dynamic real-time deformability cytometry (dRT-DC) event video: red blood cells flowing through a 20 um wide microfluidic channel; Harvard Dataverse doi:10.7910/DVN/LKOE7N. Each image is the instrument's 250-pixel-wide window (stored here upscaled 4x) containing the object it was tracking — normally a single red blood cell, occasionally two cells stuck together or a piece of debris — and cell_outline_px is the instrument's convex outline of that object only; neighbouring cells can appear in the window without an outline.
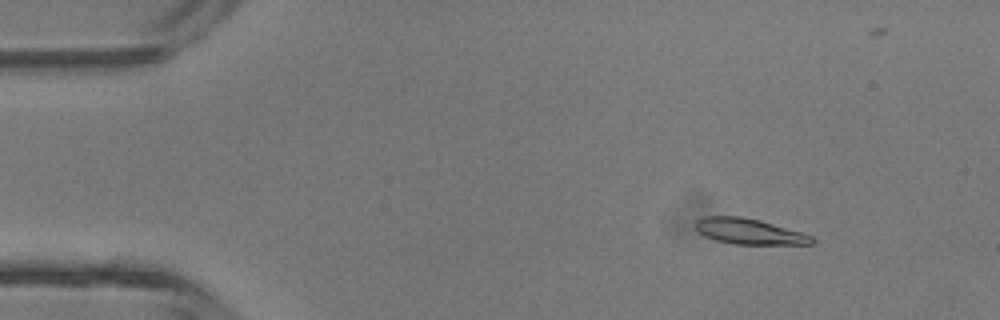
{"species": "common noctule bat (a hibernating species)", "species_latin": "Nyctalus noctula", "temperature_condition": "room temperature", "stored_images_in_passage": 16, "camera_frame_rate_fps": 3000, "um_per_image_px": 0.085, "animal": {"sex": "male", "body_mass_g": 13.3}, "frame": {"image": 1, "passage_image": 6, "time_ms": 1.667, "image_size_px": [1000, 320], "cell_outline_px": [[816, 240], [812, 244], [736, 244], [716, 240], [704, 236], [692, 224], [696, 220], [704, 216], [740, 216], [760, 220], [800, 232], [812, 236]], "centroid_in_image_um": [63.64, 19.66], "position_along_channel_um": 21.4, "area_um2": 17.34}}
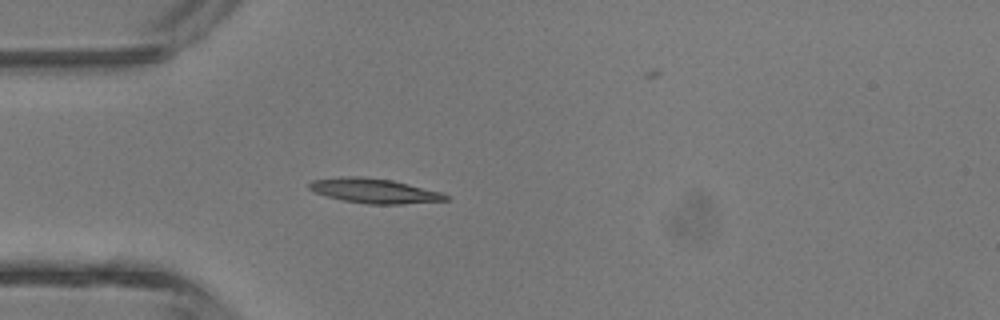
{"frame": {"image": 2, "passage_image": 13, "time_ms": 4.0, "image_size_px": [1000, 320], "cell_outline_px": [[448, 200], [400, 204], [368, 204], [344, 200], [328, 196], [316, 192], [308, 188], [308, 184], [312, 180], [348, 176], [360, 176], [392, 180], [444, 192], [448, 196]], "centroid_in_image_um": [31.85, 16.21], "position_along_channel_um": 53.1, "area_um2": 19.48}}
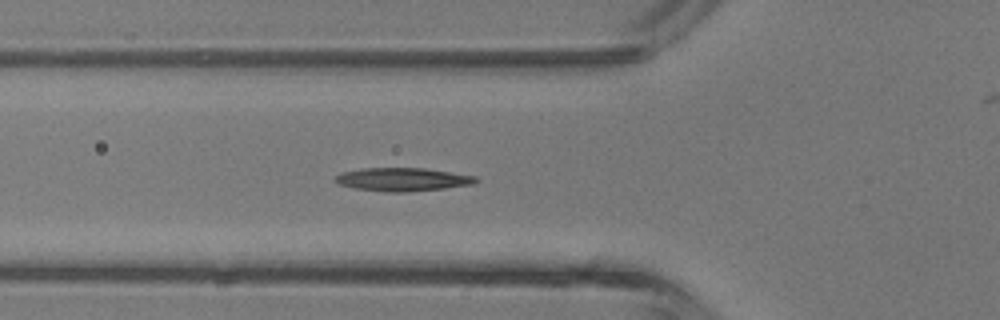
{"frame": {"image": 3, "passage_image": 16, "time_ms": 1671.667, "image_size_px": [1000, 320], "cell_outline_px": [[480, 180], [472, 184], [444, 188], [404, 192], [388, 192], [356, 188], [336, 184], [332, 180], [340, 172], [360, 168], [424, 168], [476, 176]], "centroid_in_image_um": [34.16, 15.24], "position_along_channel_um": 91.6, "area_um2": 19.13}}